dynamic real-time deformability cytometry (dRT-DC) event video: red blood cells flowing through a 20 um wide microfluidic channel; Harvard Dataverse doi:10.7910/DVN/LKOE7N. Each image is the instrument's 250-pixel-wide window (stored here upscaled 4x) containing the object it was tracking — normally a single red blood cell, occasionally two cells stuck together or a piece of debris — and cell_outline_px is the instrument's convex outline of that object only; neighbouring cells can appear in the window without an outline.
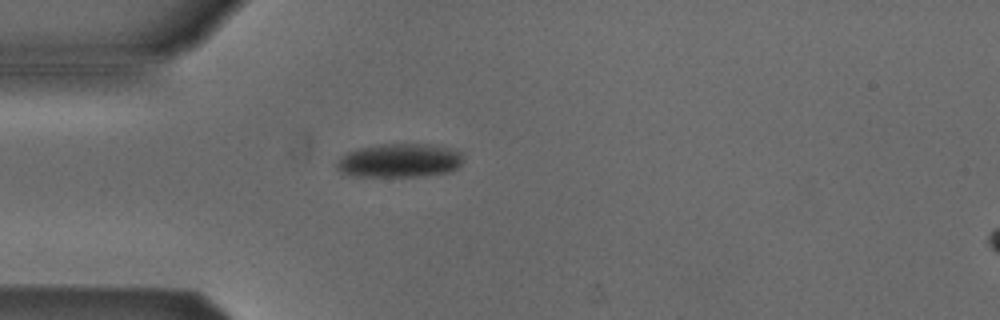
{"species": "Egyptian fruit bat (a non-hibernating species)", "species_latin": "Rousettus aegyptiacus", "temperature_condition": "cold", "stored_images_in_passage": 2, "camera_frame_rate_fps": 3000, "um_per_image_px": 0.085, "animal": {"sex": "male"}, "frame": {"image": 1, "passage_image": 2, "time_ms": 2.0, "image_size_px": [1000, 320], "cell_outline_px": [[464, 160], [456, 168], [448, 172], [420, 176], [352, 176], [340, 172], [336, 168], [336, 164], [348, 152], [360, 148], [380, 144], [428, 144], [448, 148], [460, 152]], "centroid_in_image_um": [33.96, 13.65], "position_along_channel_um": 51.0, "area_um2": 24.62}}